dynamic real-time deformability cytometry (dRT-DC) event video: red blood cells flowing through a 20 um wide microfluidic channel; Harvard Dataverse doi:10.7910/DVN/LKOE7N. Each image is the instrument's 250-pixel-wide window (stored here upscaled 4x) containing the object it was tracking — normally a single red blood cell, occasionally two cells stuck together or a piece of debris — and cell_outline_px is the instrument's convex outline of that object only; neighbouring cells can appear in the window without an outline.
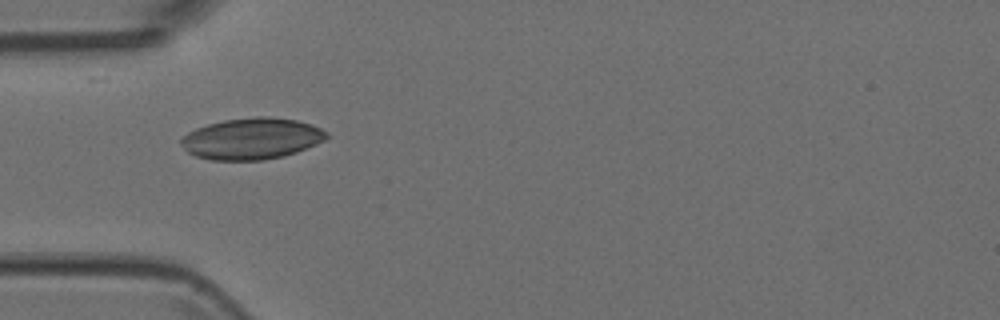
{"species": "Egyptian fruit bat (a non-hibernating species)", "species_latin": "Rousettus aegyptiacus", "temperature_condition": "room temperature", "stored_images_in_passage": 8, "camera_frame_rate_fps": 3000, "um_per_image_px": 0.085, "animal": {"sex": "female"}, "frame": {"image": 1, "passage_image": 1, "time_ms": 0.0, "image_size_px": [1000, 320], "cell_outline_px": [[328, 136], [324, 140], [316, 144], [296, 152], [284, 156], [264, 160], [212, 160], [196, 156], [188, 152], [180, 144], [180, 140], [188, 132], [196, 128], [208, 124], [224, 120], [260, 116], [268, 116], [296, 120], [312, 124], [328, 132]], "centroid_in_image_um": [21.4, 11.78], "position_along_channel_um": 63.6, "area_um2": 35.03}}
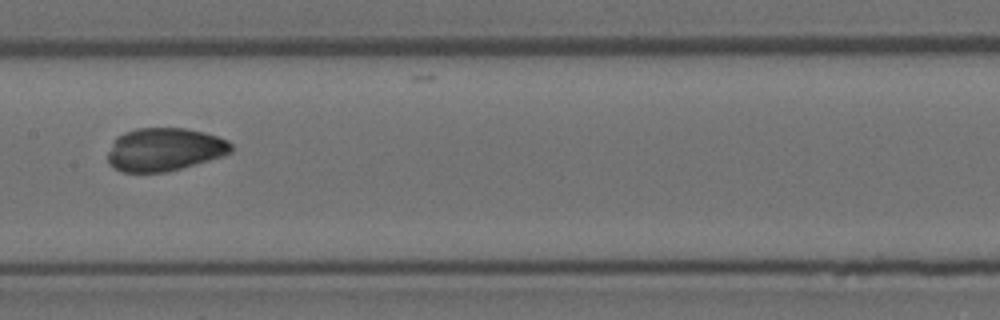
{"frame": {"image": 2, "passage_image": 4, "time_ms": 1.0, "image_size_px": [1000, 320], "cell_outline_px": [[232, 152], [224, 156], [180, 168], [164, 172], [120, 172], [112, 168], [108, 164], [108, 152], [116, 136], [124, 132], [136, 128], [184, 128], [204, 132], [228, 140], [232, 144]], "centroid_in_image_um": [13.96, 12.7], "position_along_channel_um": 193.4, "area_um2": 31.15}}
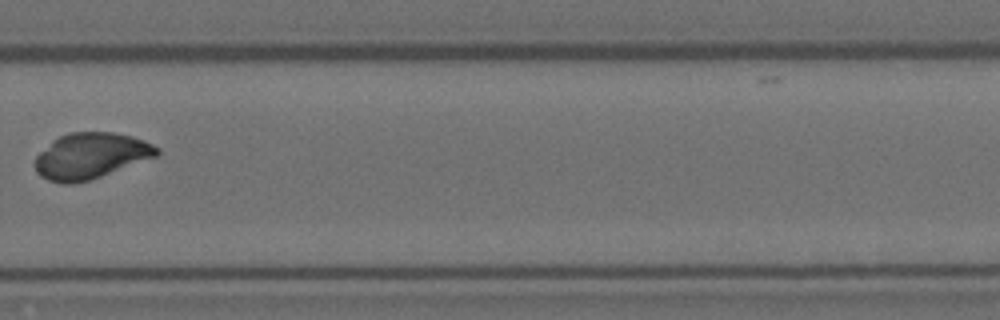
{"frame": {"image": 3, "passage_image": 7, "time_ms": 2.0, "image_size_px": [1000, 320], "cell_outline_px": [[160, 152], [156, 156], [100, 176], [88, 180], [72, 184], [64, 184], [48, 180], [40, 176], [36, 172], [32, 164], [36, 156], [52, 140], [60, 136], [72, 132], [112, 132], [132, 136], [144, 140], [160, 148]], "centroid_in_image_um": [7.67, 13.24], "position_along_channel_um": 322.1, "area_um2": 32.48}}